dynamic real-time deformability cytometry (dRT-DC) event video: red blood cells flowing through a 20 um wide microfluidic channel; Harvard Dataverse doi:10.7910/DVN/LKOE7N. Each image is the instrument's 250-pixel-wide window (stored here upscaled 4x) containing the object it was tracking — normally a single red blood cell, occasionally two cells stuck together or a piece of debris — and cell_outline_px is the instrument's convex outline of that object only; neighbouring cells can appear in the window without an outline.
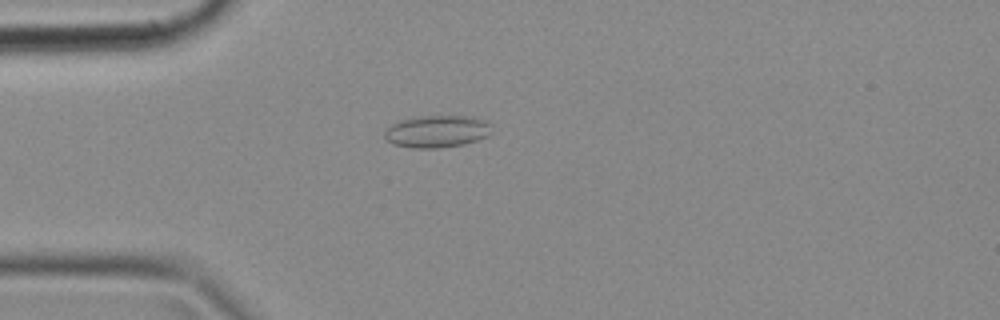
{"species": "common noctule bat (a hibernating species)", "species_latin": "Nyctalus noctula", "temperature_condition": "cold", "stored_images_in_passage": 38, "camera_frame_rate_fps": 3000, "um_per_image_px": 0.085, "animal": {"sex": "female", "body_mass_g": 18.4}, "frame": {"image": 1, "passage_image": 2, "time_ms": 0.333, "image_size_px": [1000, 320], "cell_outline_px": [[492, 132], [488, 136], [464, 144], [436, 148], [412, 148], [392, 144], [384, 136], [384, 132], [392, 124], [400, 120], [420, 116], [468, 116], [484, 120], [488, 124]], "centroid_in_image_um": [37.12, 11.17], "position_along_channel_um": 47.9, "area_um2": 19.94}}
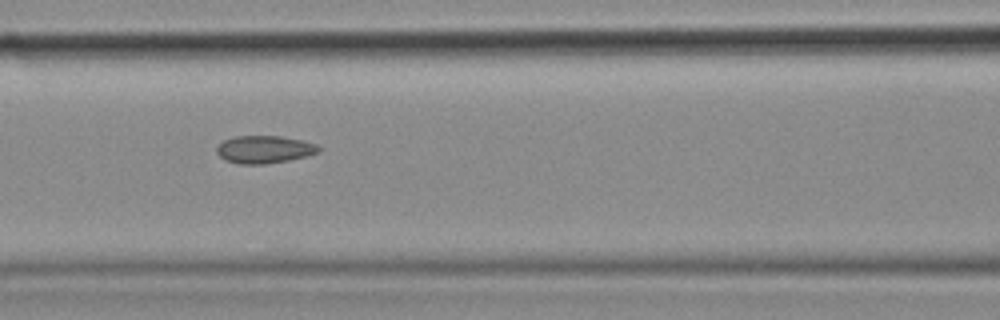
{"frame": {"image": 2, "passage_image": 10, "time_ms": 3.0, "image_size_px": [1000, 320], "cell_outline_px": [[320, 148], [316, 152], [308, 156], [288, 160], [264, 164], [240, 164], [228, 160], [220, 156], [216, 152], [216, 148], [224, 140], [232, 136], [280, 136], [300, 140], [316, 144]], "centroid_in_image_um": [22.45, 12.69], "position_along_channel_um": 144.2, "area_um2": 16.18}}
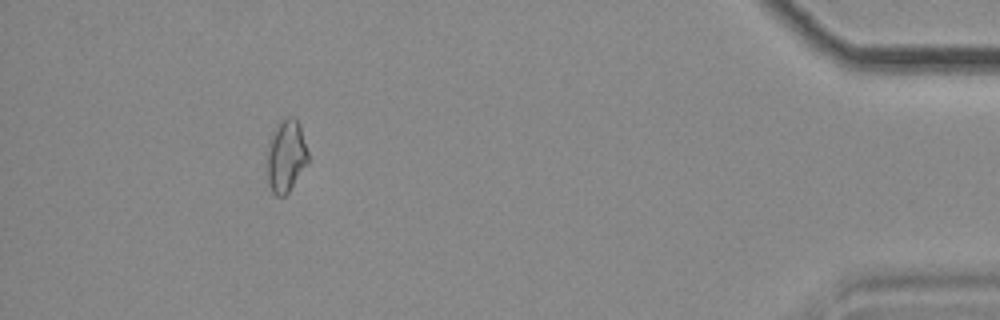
{"frame": {"image": 3, "passage_image": 34, "time_ms": 11.0, "image_size_px": [1000, 320], "cell_outline_px": [[308, 160], [288, 192], [284, 196], [276, 196], [272, 192], [268, 184], [264, 164], [268, 140], [272, 132], [288, 116], [292, 116], [300, 124], [308, 152]], "centroid_in_image_um": [24.25, 13.28], "position_along_channel_um": 411.0, "area_um2": 17.51}}